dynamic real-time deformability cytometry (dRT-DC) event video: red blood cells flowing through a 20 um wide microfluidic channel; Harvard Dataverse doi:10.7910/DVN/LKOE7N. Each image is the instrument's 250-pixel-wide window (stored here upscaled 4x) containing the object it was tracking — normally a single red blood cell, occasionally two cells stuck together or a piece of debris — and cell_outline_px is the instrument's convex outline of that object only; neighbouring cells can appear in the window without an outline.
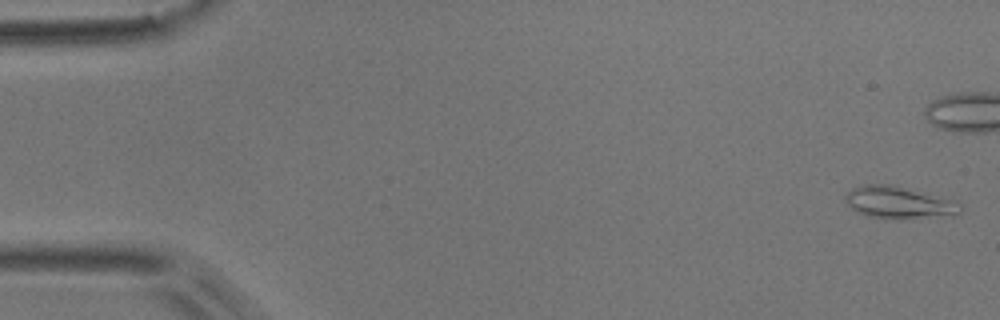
{"species": "common noctule bat (a hibernating species)", "species_latin": "Nyctalus noctula", "temperature_condition": "room temperature", "stored_images_in_passage": 6, "camera_frame_rate_fps": 3000, "um_per_image_px": 0.085, "animal": {"sex": "male", "body_mass_g": 17.9}, "frame": {"image": 1, "passage_image": 1, "time_ms": 0.0, "image_size_px": [1000, 320], "cell_outline_px": [[964, 208], [960, 212], [900, 220], [888, 220], [864, 216], [856, 212], [844, 200], [844, 196], [852, 188], [864, 184], [892, 184], [952, 200], [960, 204]], "centroid_in_image_um": [76.29, 17.22], "position_along_channel_um": 8.7, "area_um2": 21.5}}